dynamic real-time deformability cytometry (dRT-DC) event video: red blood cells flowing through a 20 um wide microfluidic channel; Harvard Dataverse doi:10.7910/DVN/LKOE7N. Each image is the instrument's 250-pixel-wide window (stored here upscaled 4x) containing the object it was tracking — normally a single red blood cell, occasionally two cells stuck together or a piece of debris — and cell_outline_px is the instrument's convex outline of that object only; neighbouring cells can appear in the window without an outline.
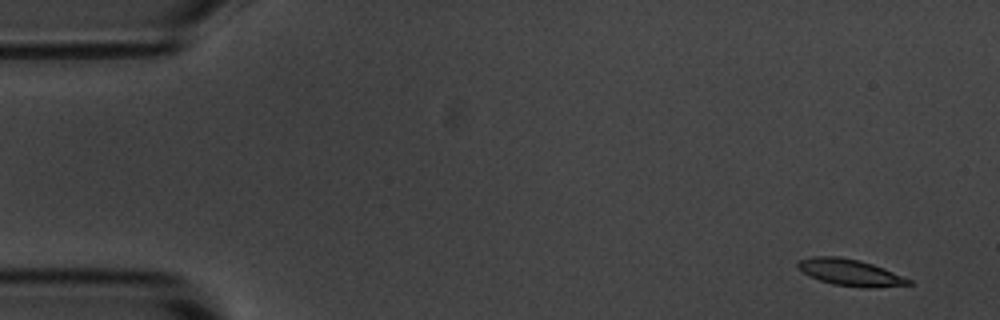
{"species": "common noctule bat (a hibernating species)", "species_latin": "Nyctalus noctula", "temperature_condition": "room temperature", "stored_images_in_passage": 4, "camera_frame_rate_fps": 3000, "um_per_image_px": 0.085, "animal": {"sex": "male", "body_mass_g": 20.1, "forearm_length_mm": 53.5}, "frame": {"image": 1, "passage_image": 1, "time_ms": 0.0, "image_size_px": [1000, 320], "cell_outline_px": [[916, 284], [872, 288], [868, 288], [832, 284], [808, 276], [796, 268], [796, 264], [800, 260], [812, 256], [840, 256], [860, 260], [884, 268], [912, 280]], "centroid_in_image_um": [72.26, 23.16], "position_along_channel_um": 12.7, "area_um2": 17.4}}